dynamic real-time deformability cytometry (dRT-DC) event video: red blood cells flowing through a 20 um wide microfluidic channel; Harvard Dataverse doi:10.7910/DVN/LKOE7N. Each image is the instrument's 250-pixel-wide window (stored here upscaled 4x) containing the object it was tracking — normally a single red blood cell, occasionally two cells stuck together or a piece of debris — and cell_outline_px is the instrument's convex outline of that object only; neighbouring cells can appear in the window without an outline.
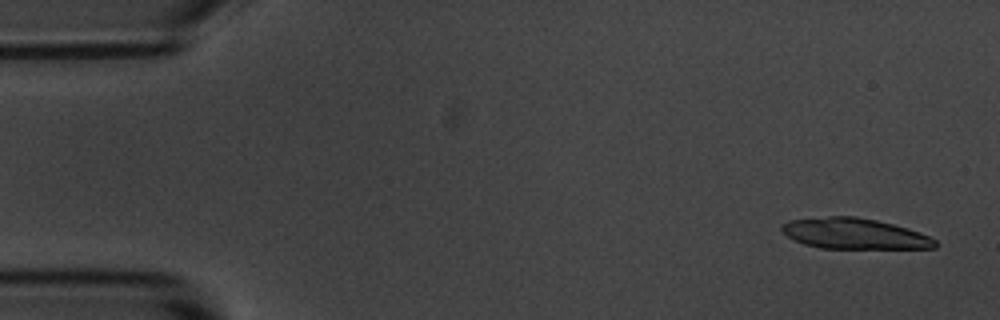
{"species": "common noctule bat (a hibernating species)", "species_latin": "Nyctalus noctula", "temperature_condition": "room temperature", "stored_images_in_passage": 6, "camera_frame_rate_fps": 3000, "um_per_image_px": 0.085, "animal": {"sex": "male", "body_mass_g": 20.1, "forearm_length_mm": 53.5}, "frame": {"image": 1, "passage_image": 6, "time_ms": 6.667, "image_size_px": [1000, 320], "cell_outline_px": [[940, 244], [936, 248], [820, 248], [804, 244], [788, 236], [780, 228], [788, 220], [828, 216], [856, 216], [876, 220], [908, 228], [920, 232], [936, 240]], "centroid_in_image_um": [72.66, 19.86], "position_along_channel_um": 12.3, "area_um2": 27.4}}